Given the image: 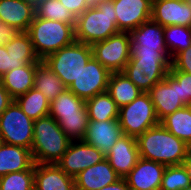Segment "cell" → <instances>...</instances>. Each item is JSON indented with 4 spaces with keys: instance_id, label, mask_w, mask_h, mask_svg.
I'll return each instance as SVG.
<instances>
[{
    "instance_id": "6",
    "label": "cell",
    "mask_w": 191,
    "mask_h": 190,
    "mask_svg": "<svg viewBox=\"0 0 191 190\" xmlns=\"http://www.w3.org/2000/svg\"><path fill=\"white\" fill-rule=\"evenodd\" d=\"M27 33L40 60L75 41V29L72 24L40 17H34Z\"/></svg>"
},
{
    "instance_id": "32",
    "label": "cell",
    "mask_w": 191,
    "mask_h": 190,
    "mask_svg": "<svg viewBox=\"0 0 191 190\" xmlns=\"http://www.w3.org/2000/svg\"><path fill=\"white\" fill-rule=\"evenodd\" d=\"M34 10L35 17L76 25L75 16L59 0H43Z\"/></svg>"
},
{
    "instance_id": "33",
    "label": "cell",
    "mask_w": 191,
    "mask_h": 190,
    "mask_svg": "<svg viewBox=\"0 0 191 190\" xmlns=\"http://www.w3.org/2000/svg\"><path fill=\"white\" fill-rule=\"evenodd\" d=\"M190 187V178L182 164L166 166L159 190H187Z\"/></svg>"
},
{
    "instance_id": "36",
    "label": "cell",
    "mask_w": 191,
    "mask_h": 190,
    "mask_svg": "<svg viewBox=\"0 0 191 190\" xmlns=\"http://www.w3.org/2000/svg\"><path fill=\"white\" fill-rule=\"evenodd\" d=\"M169 71H182L191 74V46L179 52L172 59Z\"/></svg>"
},
{
    "instance_id": "15",
    "label": "cell",
    "mask_w": 191,
    "mask_h": 190,
    "mask_svg": "<svg viewBox=\"0 0 191 190\" xmlns=\"http://www.w3.org/2000/svg\"><path fill=\"white\" fill-rule=\"evenodd\" d=\"M165 169L161 163L140 157L125 179L131 190H159Z\"/></svg>"
},
{
    "instance_id": "8",
    "label": "cell",
    "mask_w": 191,
    "mask_h": 190,
    "mask_svg": "<svg viewBox=\"0 0 191 190\" xmlns=\"http://www.w3.org/2000/svg\"><path fill=\"white\" fill-rule=\"evenodd\" d=\"M118 120L123 133L134 138L160 123L148 92H143L133 102L119 108Z\"/></svg>"
},
{
    "instance_id": "3",
    "label": "cell",
    "mask_w": 191,
    "mask_h": 190,
    "mask_svg": "<svg viewBox=\"0 0 191 190\" xmlns=\"http://www.w3.org/2000/svg\"><path fill=\"white\" fill-rule=\"evenodd\" d=\"M70 142L52 116L34 120L31 153L35 164H56Z\"/></svg>"
},
{
    "instance_id": "27",
    "label": "cell",
    "mask_w": 191,
    "mask_h": 190,
    "mask_svg": "<svg viewBox=\"0 0 191 190\" xmlns=\"http://www.w3.org/2000/svg\"><path fill=\"white\" fill-rule=\"evenodd\" d=\"M5 48L11 55L13 69L37 63L40 60L34 52L31 38L27 32H20Z\"/></svg>"
},
{
    "instance_id": "9",
    "label": "cell",
    "mask_w": 191,
    "mask_h": 190,
    "mask_svg": "<svg viewBox=\"0 0 191 190\" xmlns=\"http://www.w3.org/2000/svg\"><path fill=\"white\" fill-rule=\"evenodd\" d=\"M34 120L13 101L0 115V141L10 145L32 148Z\"/></svg>"
},
{
    "instance_id": "45",
    "label": "cell",
    "mask_w": 191,
    "mask_h": 190,
    "mask_svg": "<svg viewBox=\"0 0 191 190\" xmlns=\"http://www.w3.org/2000/svg\"><path fill=\"white\" fill-rule=\"evenodd\" d=\"M189 6H191V0H185Z\"/></svg>"
},
{
    "instance_id": "24",
    "label": "cell",
    "mask_w": 191,
    "mask_h": 190,
    "mask_svg": "<svg viewBox=\"0 0 191 190\" xmlns=\"http://www.w3.org/2000/svg\"><path fill=\"white\" fill-rule=\"evenodd\" d=\"M35 63L8 71L0 78L3 87L15 99L34 88Z\"/></svg>"
},
{
    "instance_id": "38",
    "label": "cell",
    "mask_w": 191,
    "mask_h": 190,
    "mask_svg": "<svg viewBox=\"0 0 191 190\" xmlns=\"http://www.w3.org/2000/svg\"><path fill=\"white\" fill-rule=\"evenodd\" d=\"M77 18L87 8V0H59Z\"/></svg>"
},
{
    "instance_id": "35",
    "label": "cell",
    "mask_w": 191,
    "mask_h": 190,
    "mask_svg": "<svg viewBox=\"0 0 191 190\" xmlns=\"http://www.w3.org/2000/svg\"><path fill=\"white\" fill-rule=\"evenodd\" d=\"M179 84L180 101L188 106L191 102V74L182 71L168 72Z\"/></svg>"
},
{
    "instance_id": "22",
    "label": "cell",
    "mask_w": 191,
    "mask_h": 190,
    "mask_svg": "<svg viewBox=\"0 0 191 190\" xmlns=\"http://www.w3.org/2000/svg\"><path fill=\"white\" fill-rule=\"evenodd\" d=\"M35 17L34 7L22 0H0V20L27 32Z\"/></svg>"
},
{
    "instance_id": "12",
    "label": "cell",
    "mask_w": 191,
    "mask_h": 190,
    "mask_svg": "<svg viewBox=\"0 0 191 190\" xmlns=\"http://www.w3.org/2000/svg\"><path fill=\"white\" fill-rule=\"evenodd\" d=\"M105 154L83 140L71 141L67 151L56 163L67 175L77 176L81 171L104 160Z\"/></svg>"
},
{
    "instance_id": "34",
    "label": "cell",
    "mask_w": 191,
    "mask_h": 190,
    "mask_svg": "<svg viewBox=\"0 0 191 190\" xmlns=\"http://www.w3.org/2000/svg\"><path fill=\"white\" fill-rule=\"evenodd\" d=\"M0 190H34V164L28 170L1 176Z\"/></svg>"
},
{
    "instance_id": "19",
    "label": "cell",
    "mask_w": 191,
    "mask_h": 190,
    "mask_svg": "<svg viewBox=\"0 0 191 190\" xmlns=\"http://www.w3.org/2000/svg\"><path fill=\"white\" fill-rule=\"evenodd\" d=\"M34 190H76L74 178L57 164L34 163Z\"/></svg>"
},
{
    "instance_id": "43",
    "label": "cell",
    "mask_w": 191,
    "mask_h": 190,
    "mask_svg": "<svg viewBox=\"0 0 191 190\" xmlns=\"http://www.w3.org/2000/svg\"><path fill=\"white\" fill-rule=\"evenodd\" d=\"M107 0H87L88 7H97L100 5L102 2H105Z\"/></svg>"
},
{
    "instance_id": "20",
    "label": "cell",
    "mask_w": 191,
    "mask_h": 190,
    "mask_svg": "<svg viewBox=\"0 0 191 190\" xmlns=\"http://www.w3.org/2000/svg\"><path fill=\"white\" fill-rule=\"evenodd\" d=\"M120 177L105 158L101 162L81 171L74 177L76 190H98L115 183Z\"/></svg>"
},
{
    "instance_id": "1",
    "label": "cell",
    "mask_w": 191,
    "mask_h": 190,
    "mask_svg": "<svg viewBox=\"0 0 191 190\" xmlns=\"http://www.w3.org/2000/svg\"><path fill=\"white\" fill-rule=\"evenodd\" d=\"M139 155L165 166L181 165L191 154V147L160 123L136 138Z\"/></svg>"
},
{
    "instance_id": "28",
    "label": "cell",
    "mask_w": 191,
    "mask_h": 190,
    "mask_svg": "<svg viewBox=\"0 0 191 190\" xmlns=\"http://www.w3.org/2000/svg\"><path fill=\"white\" fill-rule=\"evenodd\" d=\"M90 121H107L118 119L119 108L107 91L86 100Z\"/></svg>"
},
{
    "instance_id": "7",
    "label": "cell",
    "mask_w": 191,
    "mask_h": 190,
    "mask_svg": "<svg viewBox=\"0 0 191 190\" xmlns=\"http://www.w3.org/2000/svg\"><path fill=\"white\" fill-rule=\"evenodd\" d=\"M92 57L91 45L74 41L48 55L44 62L68 88L78 77L82 68Z\"/></svg>"
},
{
    "instance_id": "5",
    "label": "cell",
    "mask_w": 191,
    "mask_h": 190,
    "mask_svg": "<svg viewBox=\"0 0 191 190\" xmlns=\"http://www.w3.org/2000/svg\"><path fill=\"white\" fill-rule=\"evenodd\" d=\"M49 116H52L71 141L83 140L89 117L86 100L77 97L68 88L50 102Z\"/></svg>"
},
{
    "instance_id": "13",
    "label": "cell",
    "mask_w": 191,
    "mask_h": 190,
    "mask_svg": "<svg viewBox=\"0 0 191 190\" xmlns=\"http://www.w3.org/2000/svg\"><path fill=\"white\" fill-rule=\"evenodd\" d=\"M117 28L130 33L152 17V0H113Z\"/></svg>"
},
{
    "instance_id": "37",
    "label": "cell",
    "mask_w": 191,
    "mask_h": 190,
    "mask_svg": "<svg viewBox=\"0 0 191 190\" xmlns=\"http://www.w3.org/2000/svg\"><path fill=\"white\" fill-rule=\"evenodd\" d=\"M20 31L0 20V46H6Z\"/></svg>"
},
{
    "instance_id": "44",
    "label": "cell",
    "mask_w": 191,
    "mask_h": 190,
    "mask_svg": "<svg viewBox=\"0 0 191 190\" xmlns=\"http://www.w3.org/2000/svg\"><path fill=\"white\" fill-rule=\"evenodd\" d=\"M24 1L25 3H28L30 5H32L34 8L40 4L43 0H22Z\"/></svg>"
},
{
    "instance_id": "41",
    "label": "cell",
    "mask_w": 191,
    "mask_h": 190,
    "mask_svg": "<svg viewBox=\"0 0 191 190\" xmlns=\"http://www.w3.org/2000/svg\"><path fill=\"white\" fill-rule=\"evenodd\" d=\"M98 190H131V189L128 187L126 179L120 178L115 183L107 185Z\"/></svg>"
},
{
    "instance_id": "26",
    "label": "cell",
    "mask_w": 191,
    "mask_h": 190,
    "mask_svg": "<svg viewBox=\"0 0 191 190\" xmlns=\"http://www.w3.org/2000/svg\"><path fill=\"white\" fill-rule=\"evenodd\" d=\"M107 92L118 108L130 104L143 93L123 72L111 73Z\"/></svg>"
},
{
    "instance_id": "31",
    "label": "cell",
    "mask_w": 191,
    "mask_h": 190,
    "mask_svg": "<svg viewBox=\"0 0 191 190\" xmlns=\"http://www.w3.org/2000/svg\"><path fill=\"white\" fill-rule=\"evenodd\" d=\"M164 39L172 61L179 52L191 46V27L181 25L165 26Z\"/></svg>"
},
{
    "instance_id": "40",
    "label": "cell",
    "mask_w": 191,
    "mask_h": 190,
    "mask_svg": "<svg viewBox=\"0 0 191 190\" xmlns=\"http://www.w3.org/2000/svg\"><path fill=\"white\" fill-rule=\"evenodd\" d=\"M13 101L14 99L9 95L8 91L3 87V84L0 81V115Z\"/></svg>"
},
{
    "instance_id": "30",
    "label": "cell",
    "mask_w": 191,
    "mask_h": 190,
    "mask_svg": "<svg viewBox=\"0 0 191 190\" xmlns=\"http://www.w3.org/2000/svg\"><path fill=\"white\" fill-rule=\"evenodd\" d=\"M22 111L32 120L49 115L50 101L38 90L31 88L14 99Z\"/></svg>"
},
{
    "instance_id": "10",
    "label": "cell",
    "mask_w": 191,
    "mask_h": 190,
    "mask_svg": "<svg viewBox=\"0 0 191 190\" xmlns=\"http://www.w3.org/2000/svg\"><path fill=\"white\" fill-rule=\"evenodd\" d=\"M92 56L111 73L122 72L129 62L132 51L128 32H119L106 40L91 45Z\"/></svg>"
},
{
    "instance_id": "39",
    "label": "cell",
    "mask_w": 191,
    "mask_h": 190,
    "mask_svg": "<svg viewBox=\"0 0 191 190\" xmlns=\"http://www.w3.org/2000/svg\"><path fill=\"white\" fill-rule=\"evenodd\" d=\"M10 70H13L11 55L7 53L5 46H0V78Z\"/></svg>"
},
{
    "instance_id": "14",
    "label": "cell",
    "mask_w": 191,
    "mask_h": 190,
    "mask_svg": "<svg viewBox=\"0 0 191 190\" xmlns=\"http://www.w3.org/2000/svg\"><path fill=\"white\" fill-rule=\"evenodd\" d=\"M159 122L185 105L180 101L178 82L168 73L148 91Z\"/></svg>"
},
{
    "instance_id": "16",
    "label": "cell",
    "mask_w": 191,
    "mask_h": 190,
    "mask_svg": "<svg viewBox=\"0 0 191 190\" xmlns=\"http://www.w3.org/2000/svg\"><path fill=\"white\" fill-rule=\"evenodd\" d=\"M151 19L163 27H191V6L185 0H152Z\"/></svg>"
},
{
    "instance_id": "2",
    "label": "cell",
    "mask_w": 191,
    "mask_h": 190,
    "mask_svg": "<svg viewBox=\"0 0 191 190\" xmlns=\"http://www.w3.org/2000/svg\"><path fill=\"white\" fill-rule=\"evenodd\" d=\"M170 68L171 60L162 51L132 49L130 60L122 72L142 92H148L165 79Z\"/></svg>"
},
{
    "instance_id": "21",
    "label": "cell",
    "mask_w": 191,
    "mask_h": 190,
    "mask_svg": "<svg viewBox=\"0 0 191 190\" xmlns=\"http://www.w3.org/2000/svg\"><path fill=\"white\" fill-rule=\"evenodd\" d=\"M132 49L162 51L170 60L164 39V27L150 19L130 32Z\"/></svg>"
},
{
    "instance_id": "18",
    "label": "cell",
    "mask_w": 191,
    "mask_h": 190,
    "mask_svg": "<svg viewBox=\"0 0 191 190\" xmlns=\"http://www.w3.org/2000/svg\"><path fill=\"white\" fill-rule=\"evenodd\" d=\"M122 135L124 133L118 119L89 121L83 141L107 155Z\"/></svg>"
},
{
    "instance_id": "11",
    "label": "cell",
    "mask_w": 191,
    "mask_h": 190,
    "mask_svg": "<svg viewBox=\"0 0 191 190\" xmlns=\"http://www.w3.org/2000/svg\"><path fill=\"white\" fill-rule=\"evenodd\" d=\"M110 75L111 72L92 56L68 89L87 100L107 91Z\"/></svg>"
},
{
    "instance_id": "25",
    "label": "cell",
    "mask_w": 191,
    "mask_h": 190,
    "mask_svg": "<svg viewBox=\"0 0 191 190\" xmlns=\"http://www.w3.org/2000/svg\"><path fill=\"white\" fill-rule=\"evenodd\" d=\"M34 89L40 91L51 102L67 87L44 60H39L35 63Z\"/></svg>"
},
{
    "instance_id": "23",
    "label": "cell",
    "mask_w": 191,
    "mask_h": 190,
    "mask_svg": "<svg viewBox=\"0 0 191 190\" xmlns=\"http://www.w3.org/2000/svg\"><path fill=\"white\" fill-rule=\"evenodd\" d=\"M34 164L30 149L0 141V177L28 170Z\"/></svg>"
},
{
    "instance_id": "29",
    "label": "cell",
    "mask_w": 191,
    "mask_h": 190,
    "mask_svg": "<svg viewBox=\"0 0 191 190\" xmlns=\"http://www.w3.org/2000/svg\"><path fill=\"white\" fill-rule=\"evenodd\" d=\"M160 124L191 147V110L188 106L167 115Z\"/></svg>"
},
{
    "instance_id": "4",
    "label": "cell",
    "mask_w": 191,
    "mask_h": 190,
    "mask_svg": "<svg viewBox=\"0 0 191 190\" xmlns=\"http://www.w3.org/2000/svg\"><path fill=\"white\" fill-rule=\"evenodd\" d=\"M75 41L88 45L106 40L119 33L113 0L97 7H88L76 18Z\"/></svg>"
},
{
    "instance_id": "42",
    "label": "cell",
    "mask_w": 191,
    "mask_h": 190,
    "mask_svg": "<svg viewBox=\"0 0 191 190\" xmlns=\"http://www.w3.org/2000/svg\"><path fill=\"white\" fill-rule=\"evenodd\" d=\"M182 165L184 166L191 181V154L182 162Z\"/></svg>"
},
{
    "instance_id": "17",
    "label": "cell",
    "mask_w": 191,
    "mask_h": 190,
    "mask_svg": "<svg viewBox=\"0 0 191 190\" xmlns=\"http://www.w3.org/2000/svg\"><path fill=\"white\" fill-rule=\"evenodd\" d=\"M120 178H125L140 158L136 138L122 135L105 155Z\"/></svg>"
}]
</instances>
